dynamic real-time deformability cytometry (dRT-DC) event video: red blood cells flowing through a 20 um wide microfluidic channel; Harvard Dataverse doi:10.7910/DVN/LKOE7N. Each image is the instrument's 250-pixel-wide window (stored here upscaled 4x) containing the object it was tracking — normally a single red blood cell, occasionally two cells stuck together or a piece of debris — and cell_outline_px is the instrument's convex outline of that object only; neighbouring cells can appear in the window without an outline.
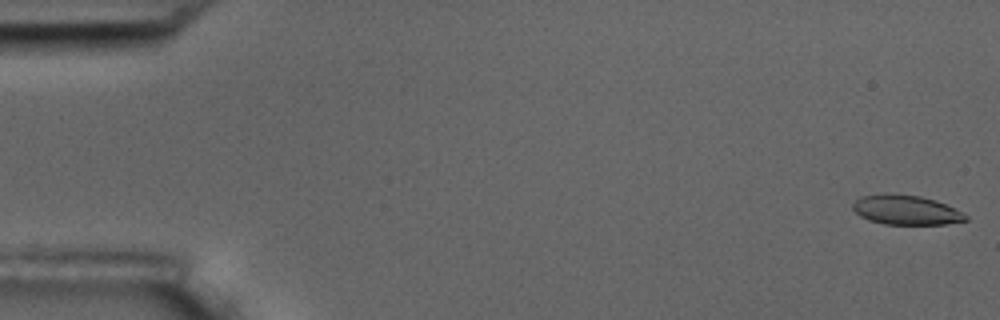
{"species": "common noctule bat (a hibernating species)", "species_latin": "Nyctalus noctula", "temperature_condition": "room temperature", "stored_images_in_passage": 14, "camera_frame_rate_fps": 3000, "um_per_image_px": 0.085, "animal": {"sex": "male", "body_mass_g": 17.5, "forearm_length_mm": 52.3}, "frame": {"image": 1, "passage_image": 1, "time_ms": 0.0, "image_size_px": [1000, 320], "cell_outline_px": [[968, 220], [944, 224], [884, 224], [868, 220], [860, 216], [852, 208], [852, 204], [860, 196], [888, 192], [892, 192], [920, 196], [936, 200], [964, 212], [968, 216]], "centroid_in_image_um": [77.0, 17.83], "position_along_channel_um": 8.0, "area_um2": 19.77}}
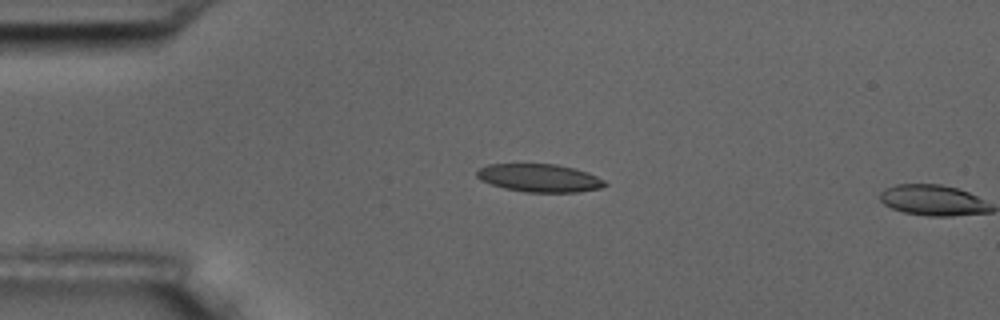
{"frame": {"image": 2, "passage_image": 13, "time_ms": 4.0, "image_size_px": [1000, 320], "cell_outline_px": [[608, 184], [600, 188], [576, 192], [524, 192], [504, 188], [480, 180], [476, 176], [476, 172], [480, 168], [488, 164], [556, 164], [588, 172], [604, 180]], "centroid_in_image_um": [45.84, 15.13], "position_along_channel_um": 39.2, "area_um2": 20.81}}